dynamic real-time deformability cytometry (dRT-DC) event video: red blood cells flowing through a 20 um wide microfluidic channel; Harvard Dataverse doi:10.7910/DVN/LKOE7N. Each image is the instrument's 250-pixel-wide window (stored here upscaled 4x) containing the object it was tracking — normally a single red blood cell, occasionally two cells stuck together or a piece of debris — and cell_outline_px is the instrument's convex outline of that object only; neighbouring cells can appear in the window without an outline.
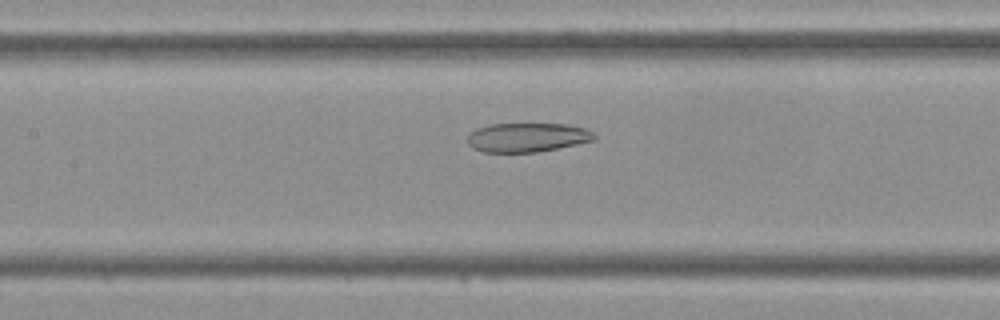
{"species": "Egyptian fruit bat (a non-hibernating species)", "species_latin": "Rousettus aegyptiacus", "temperature_condition": "cold", "stored_images_in_passage": 44, "camera_frame_rate_fps": 3000, "um_per_image_px": 0.085, "frame": {"image": 1, "passage_image": 20, "time_ms": 6.333, "image_size_px": [1000, 320], "cell_outline_px": [[596, 140], [536, 152], [484, 152], [472, 148], [468, 144], [468, 132], [476, 128], [492, 124], [568, 124], [584, 128], [592, 132], [596, 136]], "centroid_in_image_um": [44.79, 11.67], "position_along_channel_um": 162.6, "area_um2": 21.5}}
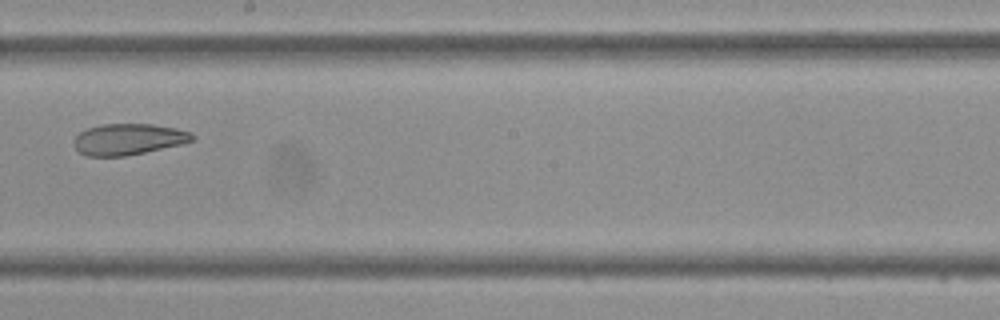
{"frame": {"image": 2, "passage_image": 25, "time_ms": 8.0, "image_size_px": [1000, 320], "cell_outline_px": [[196, 140], [180, 144], [144, 152], [124, 156], [88, 156], [80, 152], [72, 144], [72, 140], [80, 132], [88, 128], [104, 124], [152, 124], [176, 128], [192, 132], [196, 136]], "centroid_in_image_um": [10.93, 11.83], "position_along_channel_um": 237.3, "area_um2": 21.5}}
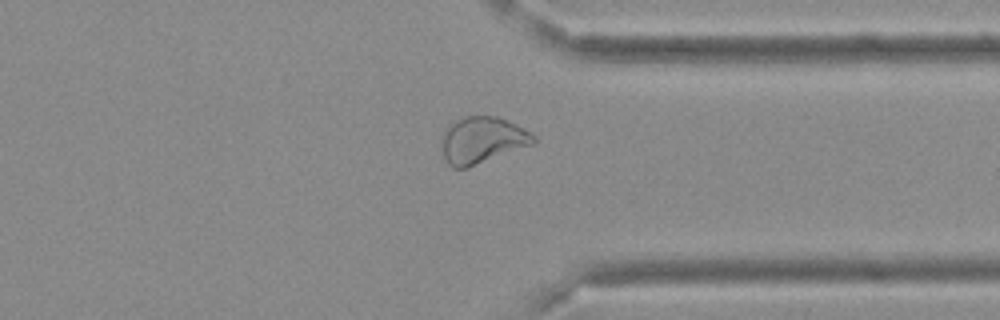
{"frame": {"image": 3, "passage_image": 34, "time_ms": 11.0, "image_size_px": [1000, 320], "cell_outline_px": [[536, 140], [532, 144], [468, 168], [452, 168], [448, 164], [444, 156], [444, 128], [448, 124], [464, 116], [496, 116], [516, 124], [532, 132], [536, 136]], "centroid_in_image_um": [41.0, 11.9], "position_along_channel_um": 370.4, "area_um2": 24.74}}